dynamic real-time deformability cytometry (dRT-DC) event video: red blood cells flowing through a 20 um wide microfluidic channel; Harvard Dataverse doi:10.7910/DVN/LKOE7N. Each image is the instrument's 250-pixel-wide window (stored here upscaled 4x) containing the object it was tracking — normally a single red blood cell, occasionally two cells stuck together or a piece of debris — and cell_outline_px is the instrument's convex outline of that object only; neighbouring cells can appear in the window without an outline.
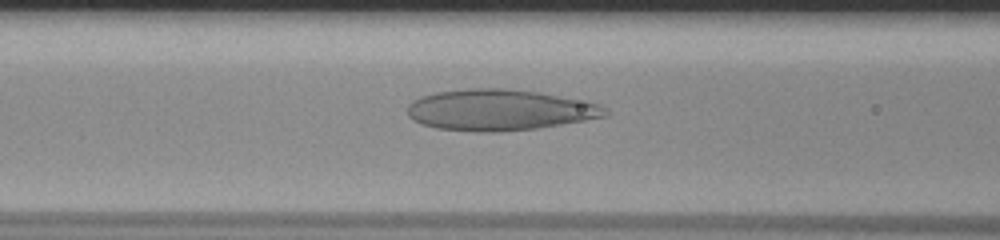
{"species": "human", "species_latin": "Homo sapiens", "temperature_condition": "room temperature", "stored_images_in_passage": 56, "camera_frame_rate_fps": 3000, "um_per_image_px": 0.085, "donor": {"sex": "male"}, "frame": {"image": 1, "passage_image": 24, "time_ms": 7.667, "image_size_px": [1000, 240], "cell_outline_px": [[608, 116], [536, 128], [500, 132], [476, 132], [436, 128], [420, 124], [412, 120], [408, 116], [408, 104], [412, 100], [420, 96], [436, 92], [468, 88], [508, 88], [540, 92], [588, 100], [600, 104], [608, 112]], "centroid_in_image_um": [42.45, 9.34], "position_along_channel_um": 124.1, "area_um2": 47.86}}
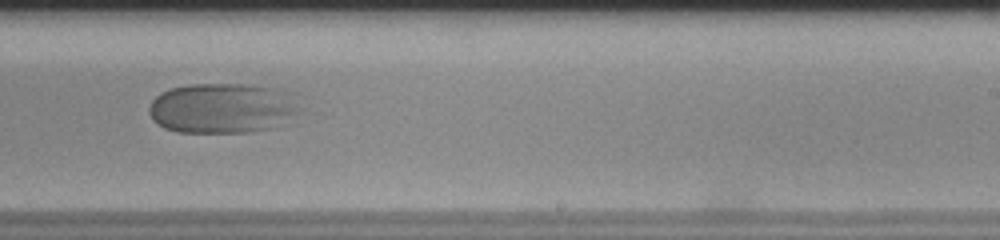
{"frame": {"image": 2, "passage_image": 36, "time_ms": 11.667, "image_size_px": [1000, 240], "cell_outline_px": [[292, 112], [272, 128], [248, 132], [176, 132], [164, 128], [152, 120], [148, 112], [148, 108], [152, 100], [160, 92], [172, 88], [192, 84], [248, 84], [272, 88], [292, 108]], "centroid_in_image_um": [18.58, 9.21], "position_along_channel_um": 270.4, "area_um2": 42.08}}
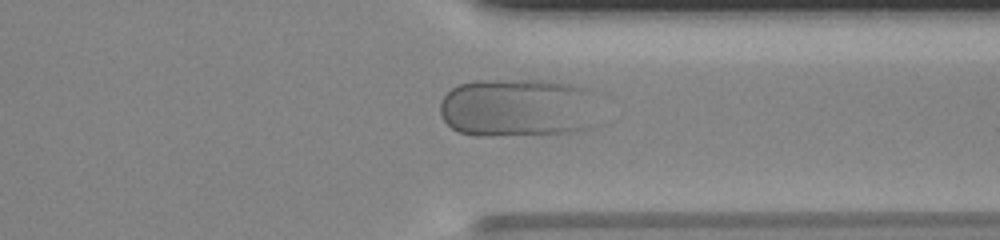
{"frame": {"image": 3, "passage_image": 44, "time_ms": 14.333, "image_size_px": [1000, 240], "cell_outline_px": [[588, 128], [568, 132], [492, 136], [476, 136], [460, 132], [452, 128], [444, 120], [440, 112], [440, 104], [444, 96], [456, 84], [476, 80], [548, 80], [568, 84], [584, 88]], "centroid_in_image_um": [43.74, 9.15], "position_along_channel_um": 367.7, "area_um2": 52.54}}